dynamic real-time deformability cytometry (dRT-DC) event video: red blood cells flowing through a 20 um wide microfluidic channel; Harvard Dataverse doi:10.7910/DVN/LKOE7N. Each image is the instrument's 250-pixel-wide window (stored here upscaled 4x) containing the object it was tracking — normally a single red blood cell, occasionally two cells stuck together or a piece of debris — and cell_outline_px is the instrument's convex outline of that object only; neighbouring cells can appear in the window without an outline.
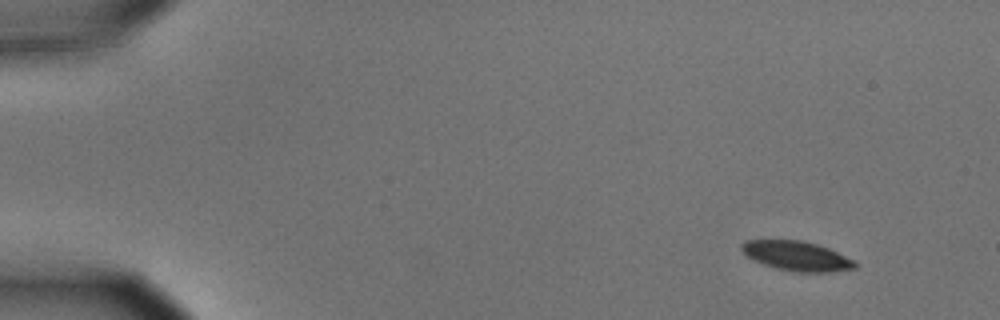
{"species": "common noctule bat (a hibernating species)", "species_latin": "Nyctalus noctula", "temperature_condition": "cold", "stored_images_in_passage": 9, "camera_frame_rate_fps": 3000, "um_per_image_px": 0.085, "animal": {"sex": "male", "body_mass_g": 15.6}, "frame": {"image": 1, "passage_image": 1, "time_ms": 0.0, "image_size_px": [1000, 320], "cell_outline_px": [[856, 268], [832, 272], [792, 272], [776, 268], [752, 260], [740, 248], [740, 244], [744, 240], [804, 240], [828, 248], [856, 260]], "centroid_in_image_um": [67.73, 21.76], "position_along_channel_um": 17.3, "area_um2": 19.71}}
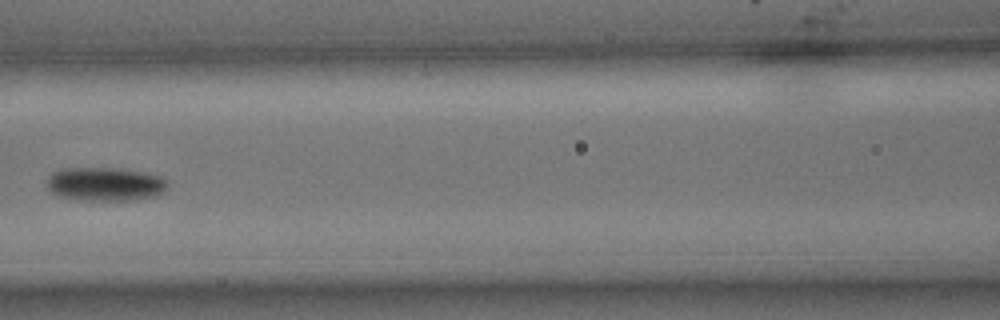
{"frame": {"image": 2, "passage_image": 6, "time_ms": 1.667, "image_size_px": [1000, 320], "cell_outline_px": [[168, 188], [164, 192], [156, 196], [136, 200], [80, 200], [56, 196], [48, 188], [48, 176], [52, 172], [64, 168], [112, 168], [144, 172], [160, 176], [168, 180]], "centroid_in_image_um": [8.96, 15.66], "position_along_channel_um": 157.6, "area_um2": 23.93}}
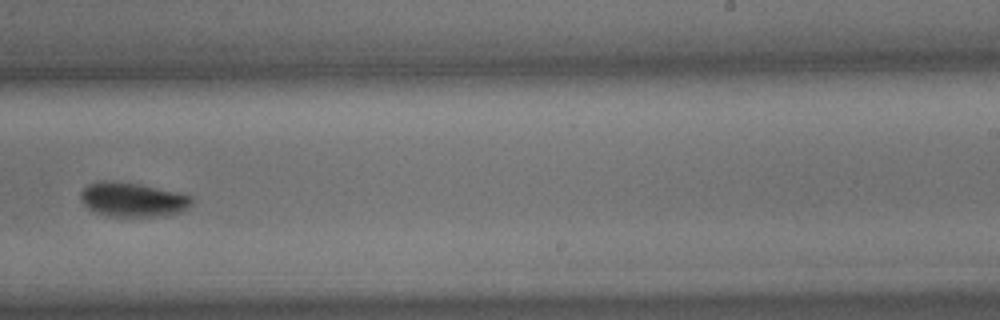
{"frame": {"image": 3, "passage_image": 9, "time_ms": 2.667, "image_size_px": [1000, 320], "cell_outline_px": [[192, 204], [188, 208], [180, 212], [164, 216], [104, 216], [88, 208], [80, 200], [80, 192], [88, 184], [96, 180], [112, 180], [136, 184], [176, 192], [192, 196]], "centroid_in_image_um": [11.23, 16.96], "position_along_channel_um": 277.8, "area_um2": 22.25}}